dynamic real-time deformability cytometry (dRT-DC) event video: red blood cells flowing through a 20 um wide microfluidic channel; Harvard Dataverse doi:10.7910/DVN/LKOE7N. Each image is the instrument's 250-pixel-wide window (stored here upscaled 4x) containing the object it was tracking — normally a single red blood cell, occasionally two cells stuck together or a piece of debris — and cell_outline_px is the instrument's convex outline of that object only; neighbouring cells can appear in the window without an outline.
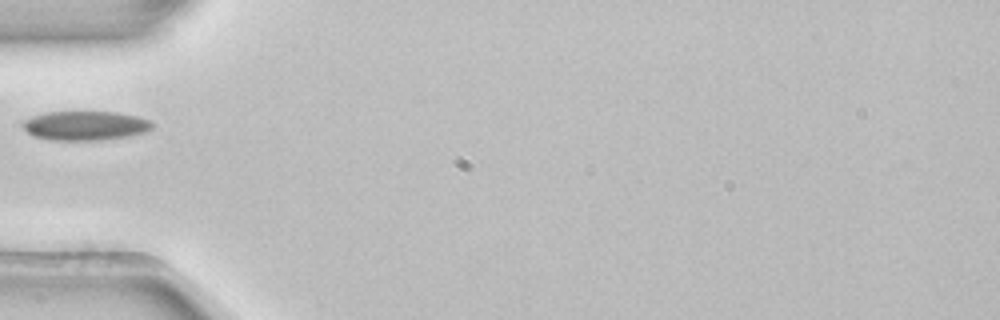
{"species": "common noctule bat (a hibernating species)", "species_latin": "Nyctalus noctula", "temperature_condition": "room temperature", "stored_images_in_passage": 4, "camera_frame_rate_fps": 3000, "um_per_image_px": 0.085, "animal": {"sex": "female", "body_mass_g": 22.7, "forearm_length_mm": 54.2}, "frame": {"image": 1, "passage_image": 4, "time_ms": 1.0, "image_size_px": [1000, 320], "cell_outline_px": [[152, 128], [148, 132], [128, 136], [100, 140], [52, 140], [32, 136], [24, 128], [24, 120], [32, 116], [44, 112], [116, 112], [136, 116], [148, 120], [152, 124]], "centroid_in_image_um": [7.24, 10.68], "position_along_channel_um": 77.8, "area_um2": 21.96}}